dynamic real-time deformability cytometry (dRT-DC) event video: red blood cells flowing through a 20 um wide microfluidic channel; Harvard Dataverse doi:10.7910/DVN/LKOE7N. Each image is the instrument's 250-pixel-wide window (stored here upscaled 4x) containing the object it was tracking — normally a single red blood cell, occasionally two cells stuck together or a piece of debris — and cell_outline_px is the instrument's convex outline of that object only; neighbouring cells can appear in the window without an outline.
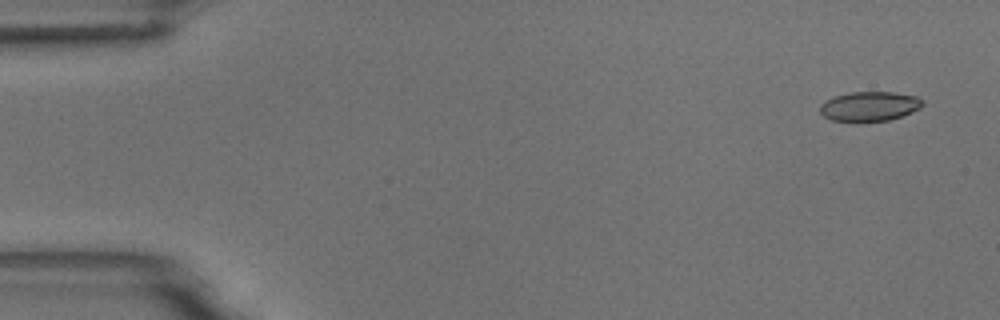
{"species": "common noctule bat (a hibernating species)", "species_latin": "Nyctalus noctula", "temperature_condition": "room temperature", "stored_images_in_passage": 6, "camera_frame_rate_fps": 3000, "um_per_image_px": 0.085, "animal": {"sex": "male", "body_mass_g": 18.8}, "frame": {"image": 1, "passage_image": 1, "time_ms": 0.0, "image_size_px": [1000, 320], "cell_outline_px": [[924, 104], [920, 108], [912, 112], [888, 120], [832, 120], [824, 116], [820, 112], [820, 104], [824, 100], [836, 96], [852, 92], [892, 92], [916, 96], [924, 100]], "centroid_in_image_um": [73.93, 9.01], "position_along_channel_um": 11.1, "area_um2": 17.34}}